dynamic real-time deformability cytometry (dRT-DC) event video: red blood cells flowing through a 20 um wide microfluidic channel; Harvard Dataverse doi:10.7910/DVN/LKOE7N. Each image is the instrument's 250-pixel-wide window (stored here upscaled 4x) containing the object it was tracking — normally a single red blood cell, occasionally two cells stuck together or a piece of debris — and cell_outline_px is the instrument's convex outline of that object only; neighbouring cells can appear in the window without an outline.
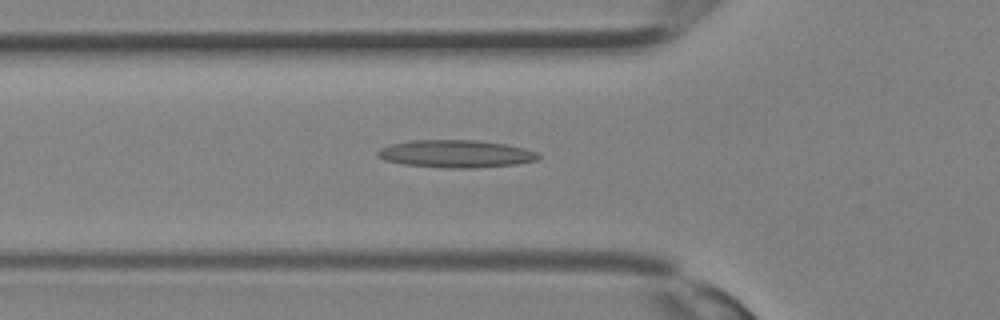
{"species": "Egyptian fruit bat (a non-hibernating species)", "species_latin": "Rousettus aegyptiacus", "temperature_condition": "room temperature", "stored_images_in_passage": 33, "camera_frame_rate_fps": 3000, "um_per_image_px": 0.085, "animal": {"sex": "female"}, "frame": {"image": 1, "passage_image": 12, "time_ms": 3.667, "image_size_px": [1000, 320], "cell_outline_px": [[540, 156], [536, 160], [516, 164], [476, 168], [444, 168], [404, 164], [384, 160], [376, 156], [376, 152], [380, 148], [392, 144], [412, 140], [480, 140], [508, 144], [540, 152]], "centroid_in_image_um": [38.77, 13.07], "position_along_channel_um": 87.0, "area_um2": 26.07}}
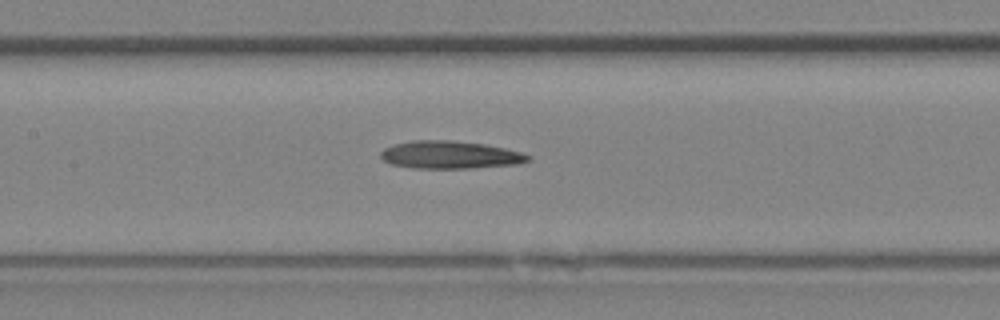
{"frame": {"image": 2, "passage_image": 16, "time_ms": 5.0, "image_size_px": [1000, 320], "cell_outline_px": [[532, 160], [516, 164], [468, 168], [416, 168], [392, 164], [384, 160], [380, 156], [380, 152], [384, 148], [392, 144], [412, 140], [448, 140], [484, 144], [524, 152], [532, 156]], "centroid_in_image_um": [38.27, 13.15], "position_along_channel_um": 169.1, "area_um2": 23.81}}
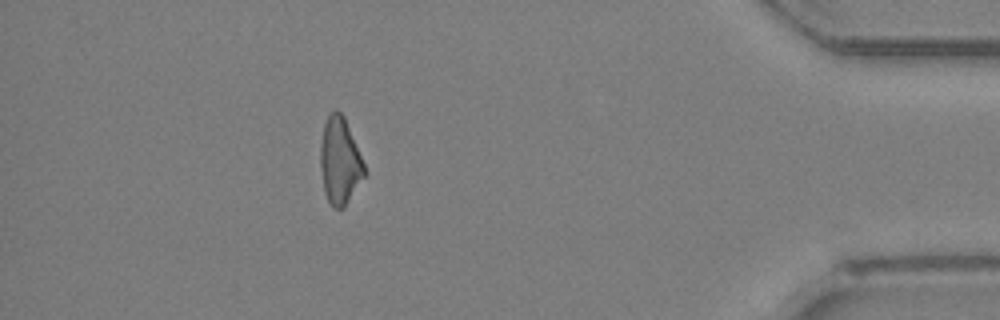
{"frame": {"image": 3, "passage_image": 30, "time_ms": 9.667, "image_size_px": [1000, 320], "cell_outline_px": [[368, 172], [344, 208], [332, 208], [324, 192], [320, 168], [320, 144], [324, 124], [332, 108], [336, 108], [344, 116]], "centroid_in_image_um": [28.89, 13.69], "position_along_channel_um": 406.3, "area_um2": 22.6}}